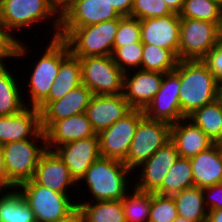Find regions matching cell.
I'll list each match as a JSON object with an SVG mask.
<instances>
[{
    "label": "cell",
    "instance_id": "1",
    "mask_svg": "<svg viewBox=\"0 0 222 222\" xmlns=\"http://www.w3.org/2000/svg\"><path fill=\"white\" fill-rule=\"evenodd\" d=\"M45 21H48L52 30L54 29L51 39L57 38L60 32V10L52 0H0V27L3 34L13 43L11 61L25 58L30 50L15 33L19 30L18 33H21L24 29L27 32L29 27Z\"/></svg>",
    "mask_w": 222,
    "mask_h": 222
},
{
    "label": "cell",
    "instance_id": "2",
    "mask_svg": "<svg viewBox=\"0 0 222 222\" xmlns=\"http://www.w3.org/2000/svg\"><path fill=\"white\" fill-rule=\"evenodd\" d=\"M132 171L123 161L100 157L87 169L78 183V189L84 182L85 190L92 196L87 202L104 200H123L133 187L130 181ZM130 176V177H129ZM131 179V180H130ZM130 184V185H129ZM81 185V186H79ZM130 187V188H129ZM129 189V190H128Z\"/></svg>",
    "mask_w": 222,
    "mask_h": 222
},
{
    "label": "cell",
    "instance_id": "3",
    "mask_svg": "<svg viewBox=\"0 0 222 222\" xmlns=\"http://www.w3.org/2000/svg\"><path fill=\"white\" fill-rule=\"evenodd\" d=\"M174 72L180 78L179 102L185 118L215 101L218 79L203 60H179Z\"/></svg>",
    "mask_w": 222,
    "mask_h": 222
},
{
    "label": "cell",
    "instance_id": "4",
    "mask_svg": "<svg viewBox=\"0 0 222 222\" xmlns=\"http://www.w3.org/2000/svg\"><path fill=\"white\" fill-rule=\"evenodd\" d=\"M119 18L78 28H60L70 53L77 58L111 56Z\"/></svg>",
    "mask_w": 222,
    "mask_h": 222
},
{
    "label": "cell",
    "instance_id": "5",
    "mask_svg": "<svg viewBox=\"0 0 222 222\" xmlns=\"http://www.w3.org/2000/svg\"><path fill=\"white\" fill-rule=\"evenodd\" d=\"M47 44L48 47H45V50L40 53L39 59L36 58L37 61L30 68L31 71L27 78L29 80L27 96L29 97H26L29 98V102L24 99L26 106L37 107L49 95L60 63L70 54L67 43L59 37L50 38Z\"/></svg>",
    "mask_w": 222,
    "mask_h": 222
},
{
    "label": "cell",
    "instance_id": "6",
    "mask_svg": "<svg viewBox=\"0 0 222 222\" xmlns=\"http://www.w3.org/2000/svg\"><path fill=\"white\" fill-rule=\"evenodd\" d=\"M16 188L34 212L36 222H59L77 207L71 196L38 185L33 179Z\"/></svg>",
    "mask_w": 222,
    "mask_h": 222
},
{
    "label": "cell",
    "instance_id": "7",
    "mask_svg": "<svg viewBox=\"0 0 222 222\" xmlns=\"http://www.w3.org/2000/svg\"><path fill=\"white\" fill-rule=\"evenodd\" d=\"M221 25L199 19L181 18L179 60H203L222 42Z\"/></svg>",
    "mask_w": 222,
    "mask_h": 222
},
{
    "label": "cell",
    "instance_id": "8",
    "mask_svg": "<svg viewBox=\"0 0 222 222\" xmlns=\"http://www.w3.org/2000/svg\"><path fill=\"white\" fill-rule=\"evenodd\" d=\"M1 148L7 177L16 187L33 179L37 164L47 150L45 139L14 141Z\"/></svg>",
    "mask_w": 222,
    "mask_h": 222
},
{
    "label": "cell",
    "instance_id": "9",
    "mask_svg": "<svg viewBox=\"0 0 222 222\" xmlns=\"http://www.w3.org/2000/svg\"><path fill=\"white\" fill-rule=\"evenodd\" d=\"M82 84L93 95H119L123 93L124 72L113 61L112 56L79 58Z\"/></svg>",
    "mask_w": 222,
    "mask_h": 222
},
{
    "label": "cell",
    "instance_id": "10",
    "mask_svg": "<svg viewBox=\"0 0 222 222\" xmlns=\"http://www.w3.org/2000/svg\"><path fill=\"white\" fill-rule=\"evenodd\" d=\"M171 125L144 116L138 123L124 164L133 172L170 141Z\"/></svg>",
    "mask_w": 222,
    "mask_h": 222
},
{
    "label": "cell",
    "instance_id": "11",
    "mask_svg": "<svg viewBox=\"0 0 222 222\" xmlns=\"http://www.w3.org/2000/svg\"><path fill=\"white\" fill-rule=\"evenodd\" d=\"M143 117V109H132L109 128L99 132L97 135L101 157L124 161L137 125Z\"/></svg>",
    "mask_w": 222,
    "mask_h": 222
},
{
    "label": "cell",
    "instance_id": "12",
    "mask_svg": "<svg viewBox=\"0 0 222 222\" xmlns=\"http://www.w3.org/2000/svg\"><path fill=\"white\" fill-rule=\"evenodd\" d=\"M179 89V76L174 71L164 73L159 91L143 109L144 116L169 125L184 119L179 102Z\"/></svg>",
    "mask_w": 222,
    "mask_h": 222
},
{
    "label": "cell",
    "instance_id": "13",
    "mask_svg": "<svg viewBox=\"0 0 222 222\" xmlns=\"http://www.w3.org/2000/svg\"><path fill=\"white\" fill-rule=\"evenodd\" d=\"M119 17L104 0H72L60 11V28L85 27Z\"/></svg>",
    "mask_w": 222,
    "mask_h": 222
},
{
    "label": "cell",
    "instance_id": "14",
    "mask_svg": "<svg viewBox=\"0 0 222 222\" xmlns=\"http://www.w3.org/2000/svg\"><path fill=\"white\" fill-rule=\"evenodd\" d=\"M179 158L174 144L169 141L159 148L148 160L141 164L137 170L138 175L133 187L141 192L154 193L161 185L168 170ZM140 171V172H138ZM139 176V177H138ZM137 182V183H136Z\"/></svg>",
    "mask_w": 222,
    "mask_h": 222
},
{
    "label": "cell",
    "instance_id": "15",
    "mask_svg": "<svg viewBox=\"0 0 222 222\" xmlns=\"http://www.w3.org/2000/svg\"><path fill=\"white\" fill-rule=\"evenodd\" d=\"M27 139H45L37 107L27 106L19 113L0 115V146Z\"/></svg>",
    "mask_w": 222,
    "mask_h": 222
},
{
    "label": "cell",
    "instance_id": "16",
    "mask_svg": "<svg viewBox=\"0 0 222 222\" xmlns=\"http://www.w3.org/2000/svg\"><path fill=\"white\" fill-rule=\"evenodd\" d=\"M54 151L63 160L77 184L91 164L101 157L97 134L57 146Z\"/></svg>",
    "mask_w": 222,
    "mask_h": 222
},
{
    "label": "cell",
    "instance_id": "17",
    "mask_svg": "<svg viewBox=\"0 0 222 222\" xmlns=\"http://www.w3.org/2000/svg\"><path fill=\"white\" fill-rule=\"evenodd\" d=\"M33 180L52 191L71 196L69 190H76L78 184L71 177L69 169L54 150L47 149L37 164ZM69 193V194H68Z\"/></svg>",
    "mask_w": 222,
    "mask_h": 222
},
{
    "label": "cell",
    "instance_id": "18",
    "mask_svg": "<svg viewBox=\"0 0 222 222\" xmlns=\"http://www.w3.org/2000/svg\"><path fill=\"white\" fill-rule=\"evenodd\" d=\"M180 22L181 18L176 13L164 17L140 20L141 42L172 50L178 56Z\"/></svg>",
    "mask_w": 222,
    "mask_h": 222
},
{
    "label": "cell",
    "instance_id": "19",
    "mask_svg": "<svg viewBox=\"0 0 222 222\" xmlns=\"http://www.w3.org/2000/svg\"><path fill=\"white\" fill-rule=\"evenodd\" d=\"M132 109L123 94L93 95L85 114L93 130L98 134L123 118Z\"/></svg>",
    "mask_w": 222,
    "mask_h": 222
},
{
    "label": "cell",
    "instance_id": "20",
    "mask_svg": "<svg viewBox=\"0 0 222 222\" xmlns=\"http://www.w3.org/2000/svg\"><path fill=\"white\" fill-rule=\"evenodd\" d=\"M163 74L141 69L124 74L123 97L133 109H144L159 91Z\"/></svg>",
    "mask_w": 222,
    "mask_h": 222
},
{
    "label": "cell",
    "instance_id": "21",
    "mask_svg": "<svg viewBox=\"0 0 222 222\" xmlns=\"http://www.w3.org/2000/svg\"><path fill=\"white\" fill-rule=\"evenodd\" d=\"M92 96V91L81 84L70 90L61 99L48 103L40 111L42 130L45 131L54 121L85 113Z\"/></svg>",
    "mask_w": 222,
    "mask_h": 222
},
{
    "label": "cell",
    "instance_id": "22",
    "mask_svg": "<svg viewBox=\"0 0 222 222\" xmlns=\"http://www.w3.org/2000/svg\"><path fill=\"white\" fill-rule=\"evenodd\" d=\"M47 149L54 150L72 141L95 136L91 122L85 113L54 121L45 131Z\"/></svg>",
    "mask_w": 222,
    "mask_h": 222
},
{
    "label": "cell",
    "instance_id": "23",
    "mask_svg": "<svg viewBox=\"0 0 222 222\" xmlns=\"http://www.w3.org/2000/svg\"><path fill=\"white\" fill-rule=\"evenodd\" d=\"M170 141L180 157L191 158L215 143L199 127L184 118L171 125Z\"/></svg>",
    "mask_w": 222,
    "mask_h": 222
},
{
    "label": "cell",
    "instance_id": "24",
    "mask_svg": "<svg viewBox=\"0 0 222 222\" xmlns=\"http://www.w3.org/2000/svg\"><path fill=\"white\" fill-rule=\"evenodd\" d=\"M195 186L205 188L222 183V156L219 143L190 158Z\"/></svg>",
    "mask_w": 222,
    "mask_h": 222
},
{
    "label": "cell",
    "instance_id": "25",
    "mask_svg": "<svg viewBox=\"0 0 222 222\" xmlns=\"http://www.w3.org/2000/svg\"><path fill=\"white\" fill-rule=\"evenodd\" d=\"M82 84L80 59L71 53L60 63L57 77L52 84L49 95L37 106L41 111L51 101L61 99L70 90Z\"/></svg>",
    "mask_w": 222,
    "mask_h": 222
},
{
    "label": "cell",
    "instance_id": "26",
    "mask_svg": "<svg viewBox=\"0 0 222 222\" xmlns=\"http://www.w3.org/2000/svg\"><path fill=\"white\" fill-rule=\"evenodd\" d=\"M8 68L5 62L0 64V115H13L27 107L21 96L25 93L22 94L20 78Z\"/></svg>",
    "mask_w": 222,
    "mask_h": 222
},
{
    "label": "cell",
    "instance_id": "27",
    "mask_svg": "<svg viewBox=\"0 0 222 222\" xmlns=\"http://www.w3.org/2000/svg\"><path fill=\"white\" fill-rule=\"evenodd\" d=\"M177 214L192 222H207L208 209L206 207L202 188L192 186L173 195Z\"/></svg>",
    "mask_w": 222,
    "mask_h": 222
},
{
    "label": "cell",
    "instance_id": "28",
    "mask_svg": "<svg viewBox=\"0 0 222 222\" xmlns=\"http://www.w3.org/2000/svg\"><path fill=\"white\" fill-rule=\"evenodd\" d=\"M192 186L195 184L190 158L179 156L175 164L168 170L162 185L154 193L173 196Z\"/></svg>",
    "mask_w": 222,
    "mask_h": 222
},
{
    "label": "cell",
    "instance_id": "29",
    "mask_svg": "<svg viewBox=\"0 0 222 222\" xmlns=\"http://www.w3.org/2000/svg\"><path fill=\"white\" fill-rule=\"evenodd\" d=\"M186 118L199 127L214 143L222 142V107L216 100L194 110Z\"/></svg>",
    "mask_w": 222,
    "mask_h": 222
},
{
    "label": "cell",
    "instance_id": "30",
    "mask_svg": "<svg viewBox=\"0 0 222 222\" xmlns=\"http://www.w3.org/2000/svg\"><path fill=\"white\" fill-rule=\"evenodd\" d=\"M77 206L86 222H126L122 200L81 201Z\"/></svg>",
    "mask_w": 222,
    "mask_h": 222
},
{
    "label": "cell",
    "instance_id": "31",
    "mask_svg": "<svg viewBox=\"0 0 222 222\" xmlns=\"http://www.w3.org/2000/svg\"><path fill=\"white\" fill-rule=\"evenodd\" d=\"M1 222H36L34 212L17 188L1 192Z\"/></svg>",
    "mask_w": 222,
    "mask_h": 222
},
{
    "label": "cell",
    "instance_id": "32",
    "mask_svg": "<svg viewBox=\"0 0 222 222\" xmlns=\"http://www.w3.org/2000/svg\"><path fill=\"white\" fill-rule=\"evenodd\" d=\"M178 62V56L172 50L143 44L141 70L164 74L174 71Z\"/></svg>",
    "mask_w": 222,
    "mask_h": 222
},
{
    "label": "cell",
    "instance_id": "33",
    "mask_svg": "<svg viewBox=\"0 0 222 222\" xmlns=\"http://www.w3.org/2000/svg\"><path fill=\"white\" fill-rule=\"evenodd\" d=\"M122 204L126 222H148L151 207V193L141 192L133 187Z\"/></svg>",
    "mask_w": 222,
    "mask_h": 222
},
{
    "label": "cell",
    "instance_id": "34",
    "mask_svg": "<svg viewBox=\"0 0 222 222\" xmlns=\"http://www.w3.org/2000/svg\"><path fill=\"white\" fill-rule=\"evenodd\" d=\"M179 16L222 24V7L213 0H184Z\"/></svg>",
    "mask_w": 222,
    "mask_h": 222
},
{
    "label": "cell",
    "instance_id": "35",
    "mask_svg": "<svg viewBox=\"0 0 222 222\" xmlns=\"http://www.w3.org/2000/svg\"><path fill=\"white\" fill-rule=\"evenodd\" d=\"M113 61L124 72L141 69L143 43H130L122 47H113Z\"/></svg>",
    "mask_w": 222,
    "mask_h": 222
},
{
    "label": "cell",
    "instance_id": "36",
    "mask_svg": "<svg viewBox=\"0 0 222 222\" xmlns=\"http://www.w3.org/2000/svg\"><path fill=\"white\" fill-rule=\"evenodd\" d=\"M178 217L173 196L151 193L148 222H173Z\"/></svg>",
    "mask_w": 222,
    "mask_h": 222
},
{
    "label": "cell",
    "instance_id": "37",
    "mask_svg": "<svg viewBox=\"0 0 222 222\" xmlns=\"http://www.w3.org/2000/svg\"><path fill=\"white\" fill-rule=\"evenodd\" d=\"M141 24L140 20L130 16L119 17L113 47H122L130 43L141 42Z\"/></svg>",
    "mask_w": 222,
    "mask_h": 222
},
{
    "label": "cell",
    "instance_id": "38",
    "mask_svg": "<svg viewBox=\"0 0 222 222\" xmlns=\"http://www.w3.org/2000/svg\"><path fill=\"white\" fill-rule=\"evenodd\" d=\"M173 14L164 0H133L131 16L139 20Z\"/></svg>",
    "mask_w": 222,
    "mask_h": 222
},
{
    "label": "cell",
    "instance_id": "39",
    "mask_svg": "<svg viewBox=\"0 0 222 222\" xmlns=\"http://www.w3.org/2000/svg\"><path fill=\"white\" fill-rule=\"evenodd\" d=\"M202 193L208 211L222 209V183L202 188Z\"/></svg>",
    "mask_w": 222,
    "mask_h": 222
},
{
    "label": "cell",
    "instance_id": "40",
    "mask_svg": "<svg viewBox=\"0 0 222 222\" xmlns=\"http://www.w3.org/2000/svg\"><path fill=\"white\" fill-rule=\"evenodd\" d=\"M203 61L217 79H222V42L215 46Z\"/></svg>",
    "mask_w": 222,
    "mask_h": 222
},
{
    "label": "cell",
    "instance_id": "41",
    "mask_svg": "<svg viewBox=\"0 0 222 222\" xmlns=\"http://www.w3.org/2000/svg\"><path fill=\"white\" fill-rule=\"evenodd\" d=\"M106 3L114 7L121 16H131L133 8V0H104Z\"/></svg>",
    "mask_w": 222,
    "mask_h": 222
},
{
    "label": "cell",
    "instance_id": "42",
    "mask_svg": "<svg viewBox=\"0 0 222 222\" xmlns=\"http://www.w3.org/2000/svg\"><path fill=\"white\" fill-rule=\"evenodd\" d=\"M12 45L13 43L3 34L0 27V64L10 60L9 58H11ZM4 59H7V61Z\"/></svg>",
    "mask_w": 222,
    "mask_h": 222
},
{
    "label": "cell",
    "instance_id": "43",
    "mask_svg": "<svg viewBox=\"0 0 222 222\" xmlns=\"http://www.w3.org/2000/svg\"><path fill=\"white\" fill-rule=\"evenodd\" d=\"M0 188L4 191L7 189L11 190L16 188V186L7 177L1 146H0Z\"/></svg>",
    "mask_w": 222,
    "mask_h": 222
},
{
    "label": "cell",
    "instance_id": "44",
    "mask_svg": "<svg viewBox=\"0 0 222 222\" xmlns=\"http://www.w3.org/2000/svg\"><path fill=\"white\" fill-rule=\"evenodd\" d=\"M59 222H86V218H85L84 213L77 206Z\"/></svg>",
    "mask_w": 222,
    "mask_h": 222
},
{
    "label": "cell",
    "instance_id": "45",
    "mask_svg": "<svg viewBox=\"0 0 222 222\" xmlns=\"http://www.w3.org/2000/svg\"><path fill=\"white\" fill-rule=\"evenodd\" d=\"M169 9L176 14H179L182 10L184 0H164Z\"/></svg>",
    "mask_w": 222,
    "mask_h": 222
},
{
    "label": "cell",
    "instance_id": "46",
    "mask_svg": "<svg viewBox=\"0 0 222 222\" xmlns=\"http://www.w3.org/2000/svg\"><path fill=\"white\" fill-rule=\"evenodd\" d=\"M207 222H222V209L209 210Z\"/></svg>",
    "mask_w": 222,
    "mask_h": 222
},
{
    "label": "cell",
    "instance_id": "47",
    "mask_svg": "<svg viewBox=\"0 0 222 222\" xmlns=\"http://www.w3.org/2000/svg\"><path fill=\"white\" fill-rule=\"evenodd\" d=\"M215 100L220 104L222 107V79L217 80L216 84V96Z\"/></svg>",
    "mask_w": 222,
    "mask_h": 222
},
{
    "label": "cell",
    "instance_id": "48",
    "mask_svg": "<svg viewBox=\"0 0 222 222\" xmlns=\"http://www.w3.org/2000/svg\"><path fill=\"white\" fill-rule=\"evenodd\" d=\"M72 0H52L53 4L61 11Z\"/></svg>",
    "mask_w": 222,
    "mask_h": 222
},
{
    "label": "cell",
    "instance_id": "49",
    "mask_svg": "<svg viewBox=\"0 0 222 222\" xmlns=\"http://www.w3.org/2000/svg\"><path fill=\"white\" fill-rule=\"evenodd\" d=\"M173 222H192L182 217H177Z\"/></svg>",
    "mask_w": 222,
    "mask_h": 222
},
{
    "label": "cell",
    "instance_id": "50",
    "mask_svg": "<svg viewBox=\"0 0 222 222\" xmlns=\"http://www.w3.org/2000/svg\"><path fill=\"white\" fill-rule=\"evenodd\" d=\"M215 1L220 7H222V0H213Z\"/></svg>",
    "mask_w": 222,
    "mask_h": 222
},
{
    "label": "cell",
    "instance_id": "51",
    "mask_svg": "<svg viewBox=\"0 0 222 222\" xmlns=\"http://www.w3.org/2000/svg\"><path fill=\"white\" fill-rule=\"evenodd\" d=\"M219 148H220V153H221V156H222V142L219 143Z\"/></svg>",
    "mask_w": 222,
    "mask_h": 222
},
{
    "label": "cell",
    "instance_id": "52",
    "mask_svg": "<svg viewBox=\"0 0 222 222\" xmlns=\"http://www.w3.org/2000/svg\"><path fill=\"white\" fill-rule=\"evenodd\" d=\"M0 222H1V193H0Z\"/></svg>",
    "mask_w": 222,
    "mask_h": 222
}]
</instances>
